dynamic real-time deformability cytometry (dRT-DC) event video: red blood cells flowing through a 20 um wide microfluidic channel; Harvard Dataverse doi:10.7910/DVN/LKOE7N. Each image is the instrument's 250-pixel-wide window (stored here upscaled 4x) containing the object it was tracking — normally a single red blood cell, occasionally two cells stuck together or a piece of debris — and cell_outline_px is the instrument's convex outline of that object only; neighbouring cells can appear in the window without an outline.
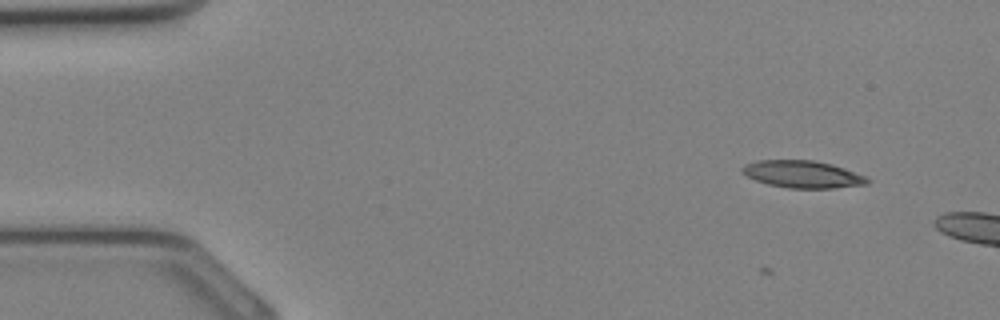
{"species": "Egyptian fruit bat (a non-hibernating species)", "species_latin": "Rousettus aegyptiacus", "temperature_condition": "cold", "stored_images_in_passage": 6, "camera_frame_rate_fps": 3000, "um_per_image_px": 0.085, "animal": {"sex": "female"}, "frame": {"image": 1, "passage_image": 3, "time_ms": 0.667, "image_size_px": [1000, 320], "cell_outline_px": [[872, 180], [868, 184], [832, 188], [788, 188], [768, 184], [756, 180], [740, 172], [740, 168], [744, 164], [756, 160], [812, 160], [832, 164], [844, 168], [864, 176]], "centroid_in_image_um": [68.19, 14.8], "position_along_channel_um": 16.8, "area_um2": 19.88}}